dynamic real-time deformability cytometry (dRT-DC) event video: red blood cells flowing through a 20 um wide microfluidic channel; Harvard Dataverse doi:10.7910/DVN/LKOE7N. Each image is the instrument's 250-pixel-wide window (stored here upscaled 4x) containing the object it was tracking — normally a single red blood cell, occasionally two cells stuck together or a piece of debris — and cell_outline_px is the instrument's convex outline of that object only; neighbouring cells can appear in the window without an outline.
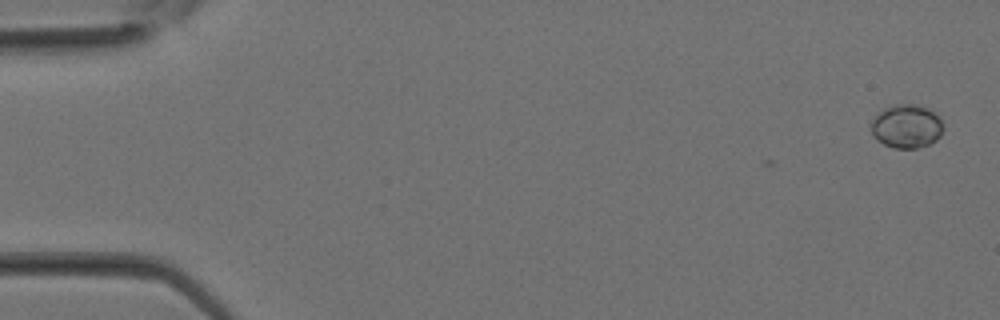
{"species": "Egyptian fruit bat (a non-hibernating species)", "species_latin": "Rousettus aegyptiacus", "temperature_condition": "room temperature", "stored_images_in_passage": 3, "camera_frame_rate_fps": 3000, "um_per_image_px": 0.085, "animal": {"sex": "female"}, "frame": {"image": 1, "passage_image": 3, "time_ms": 0.667, "image_size_px": [1000, 320], "cell_outline_px": [[944, 128], [940, 136], [936, 140], [928, 144], [916, 148], [892, 148], [876, 140], [872, 132], [872, 120], [884, 108], [896, 104], [916, 104], [928, 108], [936, 112], [940, 116]], "centroid_in_image_um": [77.09, 10.73], "position_along_channel_um": 7.9, "area_um2": 18.44}}